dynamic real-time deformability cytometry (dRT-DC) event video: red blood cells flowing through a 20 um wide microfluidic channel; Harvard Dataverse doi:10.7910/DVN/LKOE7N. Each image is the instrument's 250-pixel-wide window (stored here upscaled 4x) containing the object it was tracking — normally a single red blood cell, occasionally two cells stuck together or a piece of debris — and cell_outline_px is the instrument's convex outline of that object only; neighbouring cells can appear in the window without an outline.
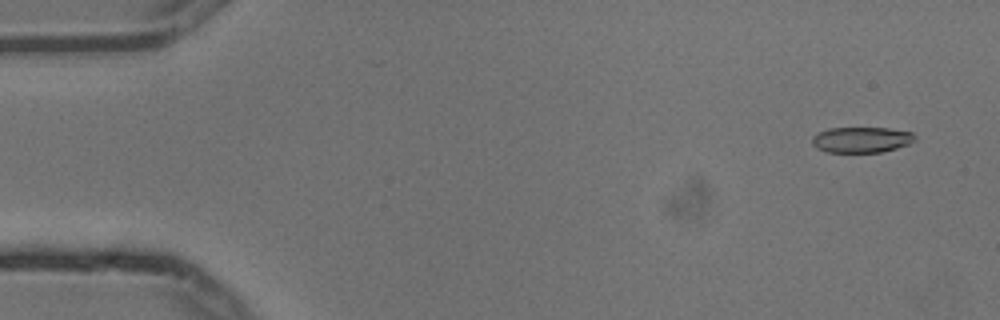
{"species": "common noctule bat (a hibernating species)", "species_latin": "Nyctalus noctula", "temperature_condition": "cold", "stored_images_in_passage": 10, "camera_frame_rate_fps": 3000, "um_per_image_px": 0.085, "animal": {"sex": "male", "body_mass_g": 13.3}, "frame": {"image": 1, "passage_image": 1, "time_ms": 0.0, "image_size_px": [1000, 320], "cell_outline_px": [[916, 140], [908, 144], [896, 148], [880, 152], [824, 152], [816, 148], [812, 144], [812, 136], [828, 128], [888, 128], [912, 132], [916, 136]], "centroid_in_image_um": [73.21, 11.88], "position_along_channel_um": 11.8, "area_um2": 15.43}}
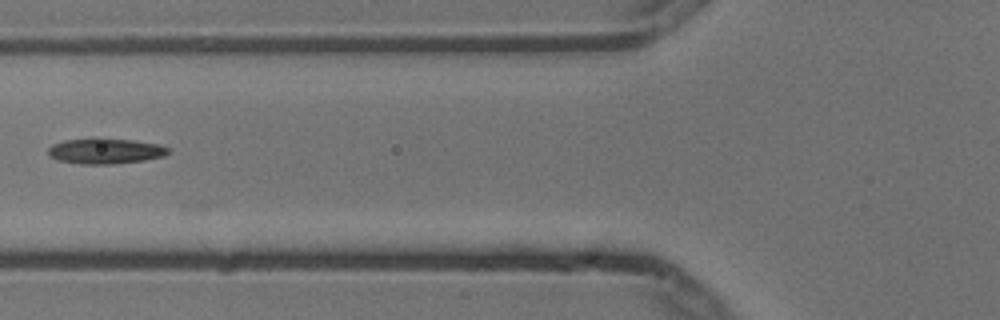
{"frame": {"image": 2, "passage_image": 6, "time_ms": 1.667, "image_size_px": [1000, 320], "cell_outline_px": [[172, 148], [164, 156], [144, 160], [112, 164], [80, 164], [56, 160], [48, 156], [48, 148], [52, 144], [64, 140], [92, 136], [100, 136], [132, 140], [160, 144]], "centroid_in_image_um": [8.92, 12.8], "position_along_channel_um": 116.9, "area_um2": 18.61}}
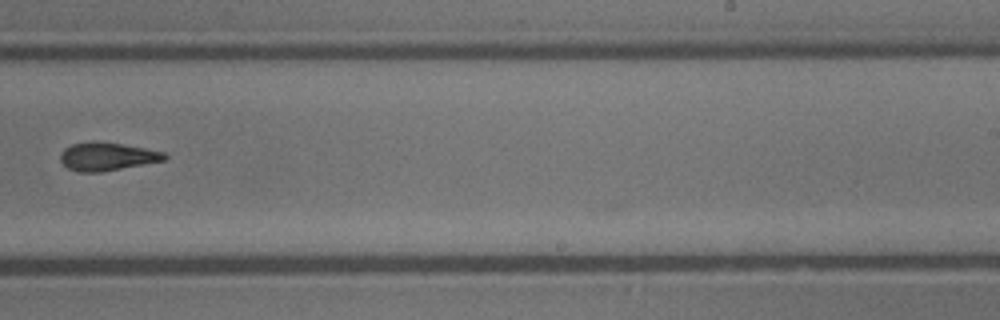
{"frame": {"image": 3, "passage_image": 10, "time_ms": 3.0, "image_size_px": [1000, 320], "cell_outline_px": [[168, 156], [164, 160], [100, 172], [80, 172], [68, 168], [60, 160], [60, 152], [64, 148], [72, 144], [120, 144], [144, 148], [164, 152]], "centroid_in_image_um": [9.09, 13.34], "position_along_channel_um": 279.9, "area_um2": 16.24}}